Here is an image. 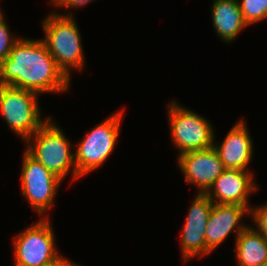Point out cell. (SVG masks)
Segmentation results:
<instances>
[{
	"mask_svg": "<svg viewBox=\"0 0 267 266\" xmlns=\"http://www.w3.org/2000/svg\"><path fill=\"white\" fill-rule=\"evenodd\" d=\"M71 81L40 39L20 38L0 68V85L44 93H66Z\"/></svg>",
	"mask_w": 267,
	"mask_h": 266,
	"instance_id": "6da1fadb",
	"label": "cell"
},
{
	"mask_svg": "<svg viewBox=\"0 0 267 266\" xmlns=\"http://www.w3.org/2000/svg\"><path fill=\"white\" fill-rule=\"evenodd\" d=\"M72 142L54 118H49L24 144L25 150L62 181L79 179Z\"/></svg>",
	"mask_w": 267,
	"mask_h": 266,
	"instance_id": "7a4b0ae2",
	"label": "cell"
},
{
	"mask_svg": "<svg viewBox=\"0 0 267 266\" xmlns=\"http://www.w3.org/2000/svg\"><path fill=\"white\" fill-rule=\"evenodd\" d=\"M45 32L43 42L58 68L71 81V71H83L85 55L82 37L75 17L61 16L56 10L41 21Z\"/></svg>",
	"mask_w": 267,
	"mask_h": 266,
	"instance_id": "3957f363",
	"label": "cell"
},
{
	"mask_svg": "<svg viewBox=\"0 0 267 266\" xmlns=\"http://www.w3.org/2000/svg\"><path fill=\"white\" fill-rule=\"evenodd\" d=\"M125 110L112 113L100 124L91 128L86 135L76 143L75 165L80 178L97 170L114 152L123 122Z\"/></svg>",
	"mask_w": 267,
	"mask_h": 266,
	"instance_id": "277c9868",
	"label": "cell"
},
{
	"mask_svg": "<svg viewBox=\"0 0 267 266\" xmlns=\"http://www.w3.org/2000/svg\"><path fill=\"white\" fill-rule=\"evenodd\" d=\"M38 96L30 90L0 85V113L11 132L20 136L22 142L51 118L41 115Z\"/></svg>",
	"mask_w": 267,
	"mask_h": 266,
	"instance_id": "5b68a950",
	"label": "cell"
},
{
	"mask_svg": "<svg viewBox=\"0 0 267 266\" xmlns=\"http://www.w3.org/2000/svg\"><path fill=\"white\" fill-rule=\"evenodd\" d=\"M166 105L170 137L178 155L213 147L216 132L210 120L175 100Z\"/></svg>",
	"mask_w": 267,
	"mask_h": 266,
	"instance_id": "8992f818",
	"label": "cell"
},
{
	"mask_svg": "<svg viewBox=\"0 0 267 266\" xmlns=\"http://www.w3.org/2000/svg\"><path fill=\"white\" fill-rule=\"evenodd\" d=\"M49 218H40L13 237L15 266H47L61 254Z\"/></svg>",
	"mask_w": 267,
	"mask_h": 266,
	"instance_id": "52a82bcc",
	"label": "cell"
},
{
	"mask_svg": "<svg viewBox=\"0 0 267 266\" xmlns=\"http://www.w3.org/2000/svg\"><path fill=\"white\" fill-rule=\"evenodd\" d=\"M21 195L41 218H48V210L55 206L56 194L62 180L46 169L26 150L22 154ZM43 216V217H42Z\"/></svg>",
	"mask_w": 267,
	"mask_h": 266,
	"instance_id": "ba28073f",
	"label": "cell"
},
{
	"mask_svg": "<svg viewBox=\"0 0 267 266\" xmlns=\"http://www.w3.org/2000/svg\"><path fill=\"white\" fill-rule=\"evenodd\" d=\"M213 204L206 194L197 193L194 196L180 230V254L183 263L189 259L191 261L193 258L206 256L205 230Z\"/></svg>",
	"mask_w": 267,
	"mask_h": 266,
	"instance_id": "9c48e42d",
	"label": "cell"
},
{
	"mask_svg": "<svg viewBox=\"0 0 267 266\" xmlns=\"http://www.w3.org/2000/svg\"><path fill=\"white\" fill-rule=\"evenodd\" d=\"M177 157L186 183L195 185L200 194H205L226 169L213 147L186 152Z\"/></svg>",
	"mask_w": 267,
	"mask_h": 266,
	"instance_id": "30bf717a",
	"label": "cell"
},
{
	"mask_svg": "<svg viewBox=\"0 0 267 266\" xmlns=\"http://www.w3.org/2000/svg\"><path fill=\"white\" fill-rule=\"evenodd\" d=\"M244 215H250V210L246 206L213 204L205 230L206 256L222 245L231 233L235 234V239L240 235L249 225L243 224Z\"/></svg>",
	"mask_w": 267,
	"mask_h": 266,
	"instance_id": "8fae6325",
	"label": "cell"
},
{
	"mask_svg": "<svg viewBox=\"0 0 267 266\" xmlns=\"http://www.w3.org/2000/svg\"><path fill=\"white\" fill-rule=\"evenodd\" d=\"M253 174L252 170L225 169L205 194L215 204L241 205L250 210L248 197L259 188Z\"/></svg>",
	"mask_w": 267,
	"mask_h": 266,
	"instance_id": "7c38bea8",
	"label": "cell"
},
{
	"mask_svg": "<svg viewBox=\"0 0 267 266\" xmlns=\"http://www.w3.org/2000/svg\"><path fill=\"white\" fill-rule=\"evenodd\" d=\"M246 121L242 118L232 126L224 139L216 142L213 148L226 169L248 171V166L254 158V144Z\"/></svg>",
	"mask_w": 267,
	"mask_h": 266,
	"instance_id": "4fadbf2b",
	"label": "cell"
},
{
	"mask_svg": "<svg viewBox=\"0 0 267 266\" xmlns=\"http://www.w3.org/2000/svg\"><path fill=\"white\" fill-rule=\"evenodd\" d=\"M211 18L216 35L226 44L232 43L248 27L238 0H213Z\"/></svg>",
	"mask_w": 267,
	"mask_h": 266,
	"instance_id": "5bb4252c",
	"label": "cell"
},
{
	"mask_svg": "<svg viewBox=\"0 0 267 266\" xmlns=\"http://www.w3.org/2000/svg\"><path fill=\"white\" fill-rule=\"evenodd\" d=\"M237 266H260L267 260V242L250 224L235 239Z\"/></svg>",
	"mask_w": 267,
	"mask_h": 266,
	"instance_id": "9a60e30c",
	"label": "cell"
},
{
	"mask_svg": "<svg viewBox=\"0 0 267 266\" xmlns=\"http://www.w3.org/2000/svg\"><path fill=\"white\" fill-rule=\"evenodd\" d=\"M238 2L248 26L266 19L267 0H238Z\"/></svg>",
	"mask_w": 267,
	"mask_h": 266,
	"instance_id": "2e32d148",
	"label": "cell"
},
{
	"mask_svg": "<svg viewBox=\"0 0 267 266\" xmlns=\"http://www.w3.org/2000/svg\"><path fill=\"white\" fill-rule=\"evenodd\" d=\"M3 13V10H0V68L3 61L8 57L14 43L20 38L19 36L16 37L15 34H11Z\"/></svg>",
	"mask_w": 267,
	"mask_h": 266,
	"instance_id": "e0dca14e",
	"label": "cell"
},
{
	"mask_svg": "<svg viewBox=\"0 0 267 266\" xmlns=\"http://www.w3.org/2000/svg\"><path fill=\"white\" fill-rule=\"evenodd\" d=\"M265 203L258 204V206L252 205L250 207L249 218L255 224L253 228L260 232L264 240L267 242V201Z\"/></svg>",
	"mask_w": 267,
	"mask_h": 266,
	"instance_id": "ac0fdd59",
	"label": "cell"
},
{
	"mask_svg": "<svg viewBox=\"0 0 267 266\" xmlns=\"http://www.w3.org/2000/svg\"><path fill=\"white\" fill-rule=\"evenodd\" d=\"M94 0H61V2L56 6L57 9L58 8H62L63 9H67L66 12H59L57 11V13L61 16H68V17H74V15L69 12L71 9L73 10H76L78 8H82L84 6H87L89 3L93 2Z\"/></svg>",
	"mask_w": 267,
	"mask_h": 266,
	"instance_id": "d6986e66",
	"label": "cell"
},
{
	"mask_svg": "<svg viewBox=\"0 0 267 266\" xmlns=\"http://www.w3.org/2000/svg\"><path fill=\"white\" fill-rule=\"evenodd\" d=\"M64 257L65 256L61 255L57 260L48 264L47 266H82L78 263L70 261V259H67V257Z\"/></svg>",
	"mask_w": 267,
	"mask_h": 266,
	"instance_id": "ffe728a7",
	"label": "cell"
},
{
	"mask_svg": "<svg viewBox=\"0 0 267 266\" xmlns=\"http://www.w3.org/2000/svg\"><path fill=\"white\" fill-rule=\"evenodd\" d=\"M50 1V4H52V6H57L60 2H61V0H49Z\"/></svg>",
	"mask_w": 267,
	"mask_h": 266,
	"instance_id": "44dd1931",
	"label": "cell"
},
{
	"mask_svg": "<svg viewBox=\"0 0 267 266\" xmlns=\"http://www.w3.org/2000/svg\"><path fill=\"white\" fill-rule=\"evenodd\" d=\"M260 266H267V260L264 261Z\"/></svg>",
	"mask_w": 267,
	"mask_h": 266,
	"instance_id": "7402d4cb",
	"label": "cell"
}]
</instances>
